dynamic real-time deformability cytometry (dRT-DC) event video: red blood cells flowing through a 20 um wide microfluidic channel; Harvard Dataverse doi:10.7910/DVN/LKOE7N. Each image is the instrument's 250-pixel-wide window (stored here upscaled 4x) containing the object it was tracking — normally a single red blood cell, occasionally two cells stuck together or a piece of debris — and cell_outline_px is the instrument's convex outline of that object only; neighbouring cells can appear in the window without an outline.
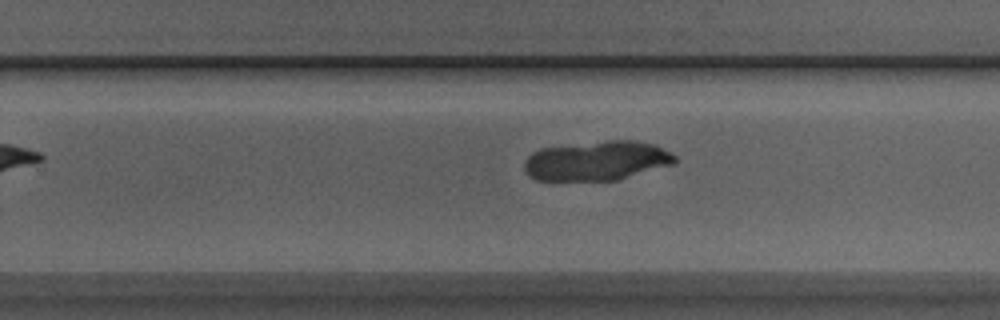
{"species": "Egyptian fruit bat (a non-hibernating species)", "species_latin": "Rousettus aegyptiacus", "temperature_condition": "room temperature", "stored_images_in_passage": 10, "camera_frame_rate_fps": 3000, "um_per_image_px": 0.085, "animal": {"sex": "male"}, "frame": {"image": 1, "passage_image": 10, "time_ms": 11.333, "image_size_px": [1000, 320], "cell_outline_px": [[676, 164], [616, 180], [536, 180], [528, 176], [524, 168], [524, 160], [532, 152], [540, 148], [608, 140], [632, 140], [656, 144], [672, 152], [676, 156]], "centroid_in_image_um": [50.76, 13.66], "position_along_channel_um": 279.0, "area_um2": 34.97}}